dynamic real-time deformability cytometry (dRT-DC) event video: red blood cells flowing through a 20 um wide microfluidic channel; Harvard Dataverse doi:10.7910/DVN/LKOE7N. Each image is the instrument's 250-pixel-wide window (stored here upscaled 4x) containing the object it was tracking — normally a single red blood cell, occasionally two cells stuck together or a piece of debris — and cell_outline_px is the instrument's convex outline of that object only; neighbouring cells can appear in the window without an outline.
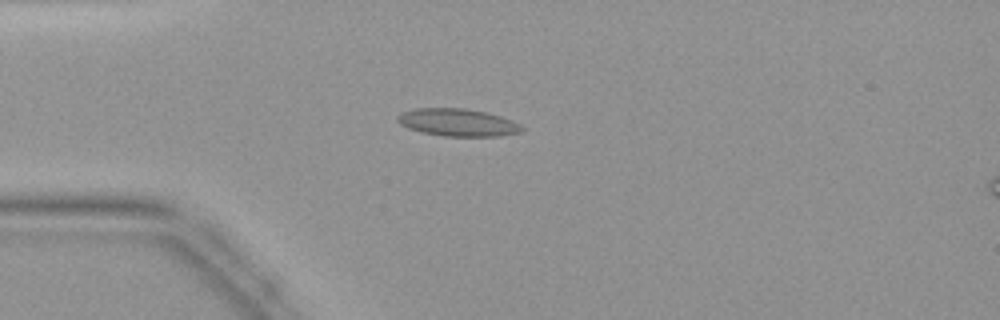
{"species": "common noctule bat (a hibernating species)", "species_latin": "Nyctalus noctula", "temperature_condition": "warm", "stored_images_in_passage": 45, "camera_frame_rate_fps": 3000, "um_per_image_px": 0.085, "animal": {"sex": "female", "body_mass_g": 19.9}, "frame": {"image": 1, "passage_image": 12, "time_ms": 3.667, "image_size_px": [1000, 320], "cell_outline_px": [[524, 132], [500, 136], [444, 136], [424, 132], [408, 128], [400, 124], [396, 120], [396, 116], [404, 112], [416, 108], [464, 108], [488, 112], [512, 120], [520, 124], [524, 128]], "centroid_in_image_um": [38.95, 10.41], "position_along_channel_um": 46.0, "area_um2": 20.0}}
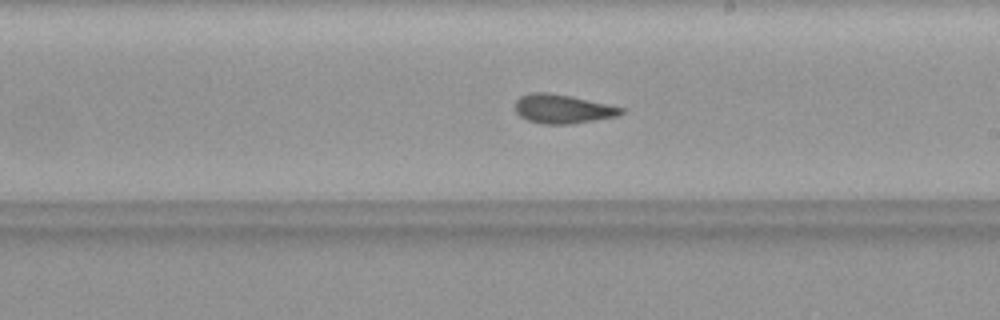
{"frame": {"image": 2, "passage_image": 26, "time_ms": 8.333, "image_size_px": [1000, 320], "cell_outline_px": [[624, 112], [620, 116], [572, 124], [544, 124], [528, 120], [520, 116], [516, 112], [516, 100], [520, 96], [528, 92], [548, 92], [572, 96], [608, 104], [624, 108]], "centroid_in_image_um": [47.84, 9.25], "position_along_channel_um": 241.2, "area_um2": 18.09}}
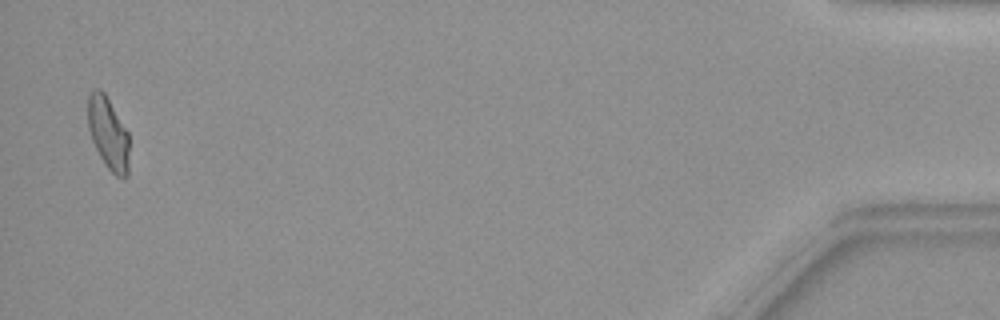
{"frame": {"image": 3, "passage_image": 44, "time_ms": 14.333, "image_size_px": [1000, 320], "cell_outline_px": [[128, 176], [124, 180], [116, 176], [104, 164], [92, 140], [88, 128], [88, 96], [96, 88], [100, 88], [104, 92], [128, 132]], "centroid_in_image_um": [9.2, 11.36], "position_along_channel_um": 426.0, "area_um2": 17.34}}